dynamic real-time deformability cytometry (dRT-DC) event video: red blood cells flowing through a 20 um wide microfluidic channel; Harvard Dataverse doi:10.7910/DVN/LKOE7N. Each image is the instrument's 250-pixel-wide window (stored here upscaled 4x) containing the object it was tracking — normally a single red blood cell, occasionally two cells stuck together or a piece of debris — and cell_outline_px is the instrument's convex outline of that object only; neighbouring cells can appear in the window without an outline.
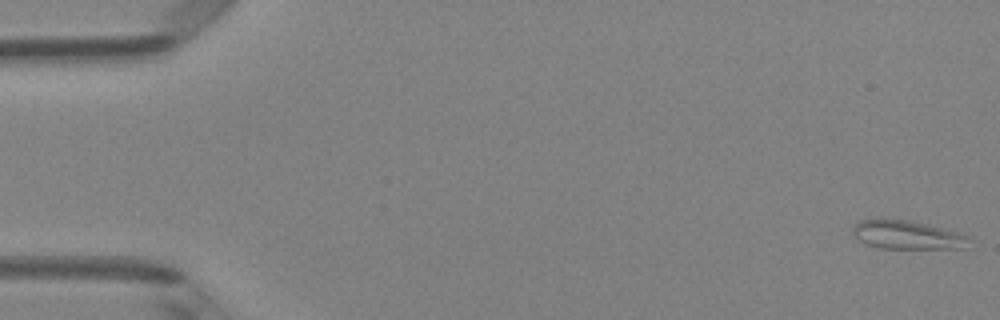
{"species": "Egyptian fruit bat (a non-hibernating species)", "species_latin": "Rousettus aegyptiacus", "temperature_condition": "room temperature", "stored_images_in_passage": 49, "camera_frame_rate_fps": 3000, "um_per_image_px": 0.085, "animal": {"sex": "female"}, "frame": {"image": 1, "passage_image": 1, "time_ms": 0.0, "image_size_px": [1000, 320], "cell_outline_px": [[972, 236], [964, 248], [880, 248], [864, 244], [852, 232], [852, 228], [860, 220], [904, 220], [928, 224], [960, 232]], "centroid_in_image_um": [77.16, 19.98], "position_along_channel_um": 7.8, "area_um2": 19.19}}
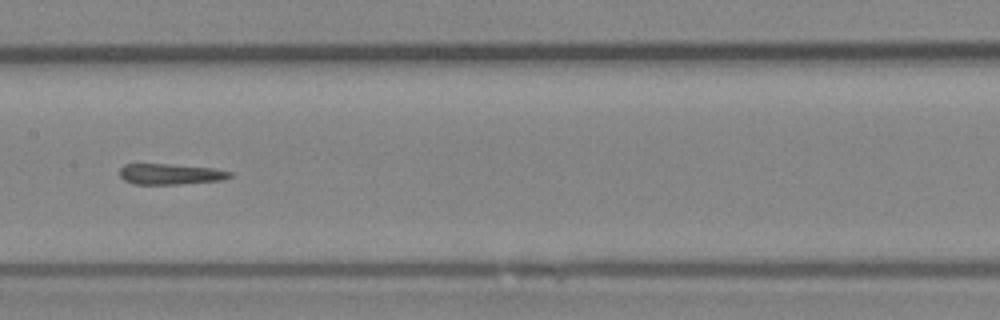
{"frame": {"image": 2, "passage_image": 25, "time_ms": 8.0, "image_size_px": [1000, 320], "cell_outline_px": [[232, 176], [220, 180], [180, 184], [132, 184], [124, 180], [120, 176], [120, 168], [124, 164], [168, 164], [216, 168], [232, 172]], "centroid_in_image_um": [14.47, 14.79], "position_along_channel_um": 192.9, "area_um2": 13.35}}
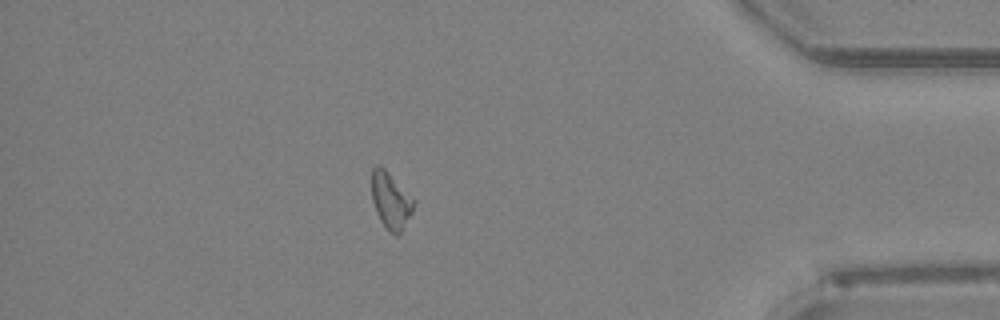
{"frame": {"image": 3, "passage_image": 43, "time_ms": 14.0, "image_size_px": [1000, 320], "cell_outline_px": [[416, 204], [412, 212], [400, 232], [396, 236], [388, 232], [380, 220], [376, 212], [372, 200], [372, 168], [376, 164], [380, 164], [416, 200]], "centroid_in_image_um": [33.22, 17.04], "position_along_channel_um": 402.0, "area_um2": 13.93}}